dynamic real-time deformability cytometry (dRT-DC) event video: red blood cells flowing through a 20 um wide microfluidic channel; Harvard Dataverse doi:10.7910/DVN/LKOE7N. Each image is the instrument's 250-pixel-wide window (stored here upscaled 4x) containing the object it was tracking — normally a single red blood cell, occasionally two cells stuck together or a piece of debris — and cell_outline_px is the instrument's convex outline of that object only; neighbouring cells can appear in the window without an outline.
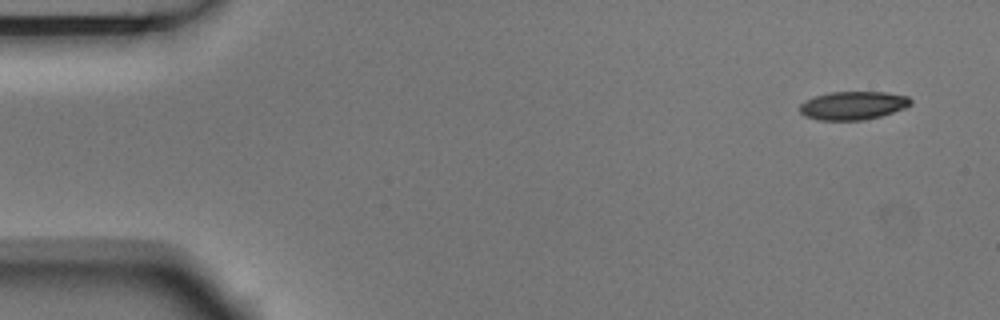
{"species": "Egyptian fruit bat (a non-hibernating species)", "species_latin": "Rousettus aegyptiacus", "temperature_condition": "room temperature", "stored_images_in_passage": 2, "camera_frame_rate_fps": 3000, "um_per_image_px": 0.085, "animal": {"sex": "male"}, "frame": {"image": 1, "passage_image": 1, "time_ms": 0.0, "image_size_px": [1000, 320], "cell_outline_px": [[912, 104], [904, 108], [880, 116], [864, 120], [816, 120], [804, 116], [800, 112], [800, 104], [804, 100], [812, 96], [828, 92], [884, 92], [908, 96], [912, 100]], "centroid_in_image_um": [72.46, 8.96], "position_along_channel_um": 12.5, "area_um2": 18.5}}